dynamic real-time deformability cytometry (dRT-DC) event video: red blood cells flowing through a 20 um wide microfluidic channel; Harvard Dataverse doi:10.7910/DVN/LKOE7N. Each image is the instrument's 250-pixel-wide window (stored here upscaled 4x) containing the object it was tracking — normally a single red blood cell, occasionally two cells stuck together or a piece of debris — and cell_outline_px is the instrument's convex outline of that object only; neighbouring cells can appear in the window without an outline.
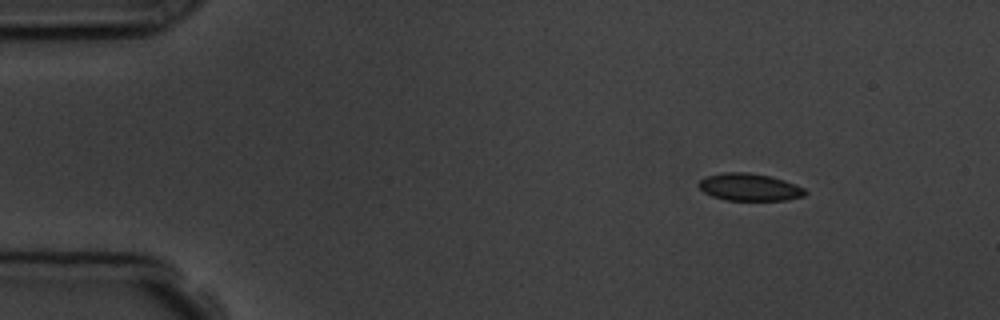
{"species": "common noctule bat (a hibernating species)", "species_latin": "Nyctalus noctula", "temperature_condition": "room temperature", "stored_images_in_passage": 11, "camera_frame_rate_fps": 3000, "um_per_image_px": 0.085, "animal": {"sex": "male", "body_mass_g": 19.5, "forearm_length_mm": 54.6}, "frame": {"image": 1, "passage_image": 2, "time_ms": 1.333, "image_size_px": [1000, 320], "cell_outline_px": [[808, 192], [804, 196], [784, 200], [724, 200], [712, 196], [704, 192], [696, 184], [700, 180], [708, 176], [720, 172], [748, 172], [772, 176], [796, 184], [804, 188]], "centroid_in_image_um": [63.7, 15.9], "position_along_channel_um": 21.3, "area_um2": 17.11}}
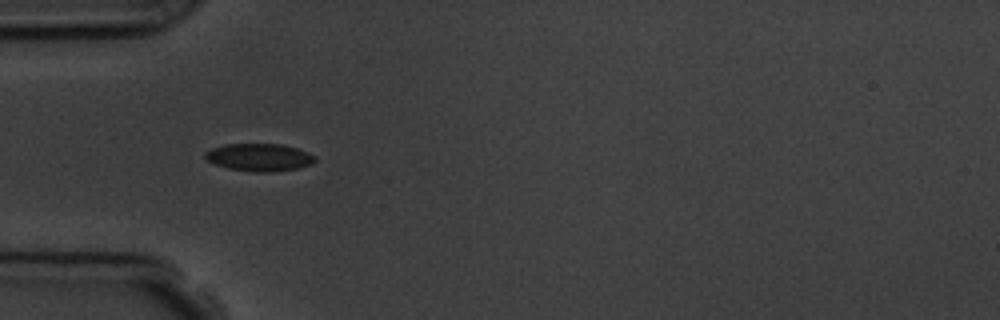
{"frame": {"image": 2, "passage_image": 5, "time_ms": 4.667, "image_size_px": [1000, 320], "cell_outline_px": [[316, 160], [312, 164], [300, 168], [268, 172], [256, 172], [228, 168], [216, 164], [208, 160], [204, 156], [204, 152], [212, 148], [224, 144], [284, 144], [308, 152], [316, 156]], "centroid_in_image_um": [22.07, 13.36], "position_along_channel_um": 62.9, "area_um2": 17.69}}
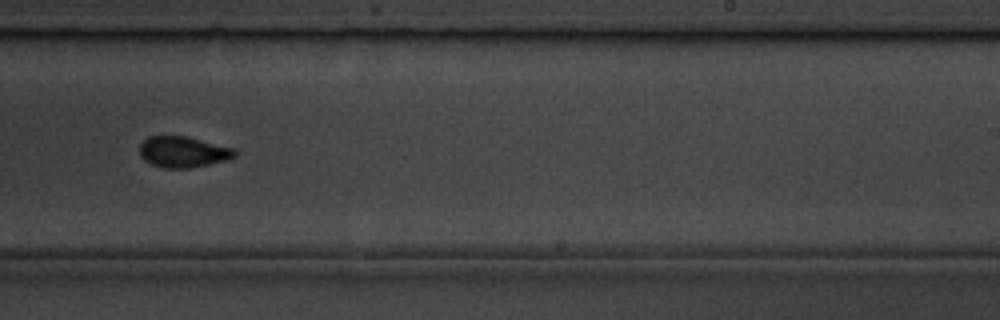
{"frame": {"image": 3, "passage_image": 10, "time_ms": 10.333, "image_size_px": [1000, 320], "cell_outline_px": [[236, 156], [224, 160], [208, 164], [188, 168], [164, 168], [152, 164], [144, 160], [140, 156], [140, 144], [148, 136], [188, 136], [232, 148], [236, 152]], "centroid_in_image_um": [15.52, 12.9], "position_along_channel_um": 273.5, "area_um2": 16.99}}